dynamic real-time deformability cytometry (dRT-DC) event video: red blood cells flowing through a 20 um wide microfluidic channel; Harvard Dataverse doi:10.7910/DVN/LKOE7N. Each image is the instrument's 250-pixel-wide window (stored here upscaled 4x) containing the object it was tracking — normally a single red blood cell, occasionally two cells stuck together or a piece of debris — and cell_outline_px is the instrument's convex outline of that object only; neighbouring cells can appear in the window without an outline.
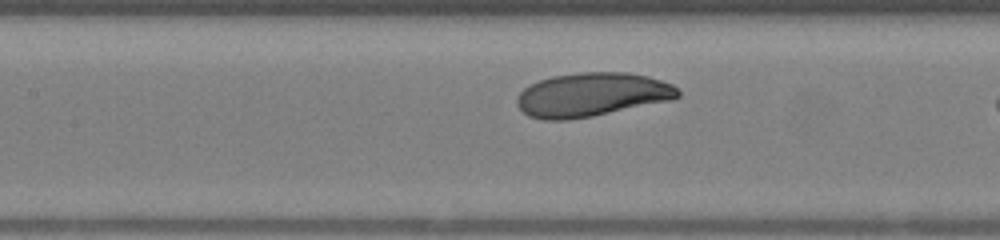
{"species": "human", "species_latin": "Homo sapiens", "temperature_condition": "warm", "stored_images_in_passage": 22, "camera_frame_rate_fps": 3000, "um_per_image_px": 0.085, "donor": {"sex": "female"}, "frame": {"image": 1, "passage_image": 7, "time_ms": 2.0, "image_size_px": [1000, 240], "cell_outline_px": [[680, 96], [672, 100], [592, 116], [568, 120], [544, 120], [528, 116], [516, 104], [516, 96], [528, 84], [552, 76], [580, 72], [628, 72], [648, 76], [672, 84], [680, 92]], "centroid_in_image_um": [50.28, 8.04], "position_along_channel_um": 157.1, "area_um2": 41.27}}
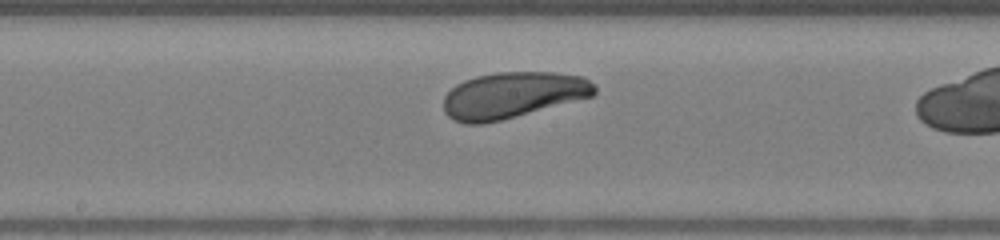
{"frame": {"image": 2, "passage_image": 10, "time_ms": 3.0, "image_size_px": [1000, 240], "cell_outline_px": [[596, 92], [592, 96], [500, 120], [484, 124], [464, 124], [448, 116], [444, 112], [444, 96], [456, 84], [464, 80], [476, 76], [496, 72], [556, 72], [584, 76], [596, 84]], "centroid_in_image_um": [43.58, 8.07], "position_along_channel_um": 204.6, "area_um2": 40.58}}
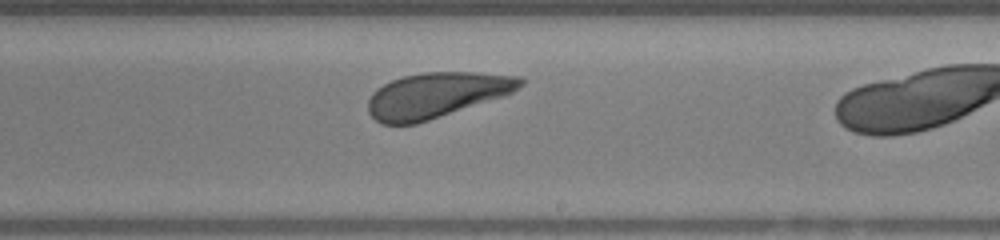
{"frame": {"image": 3, "passage_image": 13, "time_ms": 4.0, "image_size_px": [1000, 240], "cell_outline_px": [[524, 84], [512, 92], [504, 96], [416, 124], [380, 124], [368, 112], [368, 100], [372, 92], [376, 88], [392, 80], [404, 76], [424, 72], [476, 72], [524, 76]], "centroid_in_image_um": [37.11, 8.07], "position_along_channel_um": 251.9, "area_um2": 40.23}}